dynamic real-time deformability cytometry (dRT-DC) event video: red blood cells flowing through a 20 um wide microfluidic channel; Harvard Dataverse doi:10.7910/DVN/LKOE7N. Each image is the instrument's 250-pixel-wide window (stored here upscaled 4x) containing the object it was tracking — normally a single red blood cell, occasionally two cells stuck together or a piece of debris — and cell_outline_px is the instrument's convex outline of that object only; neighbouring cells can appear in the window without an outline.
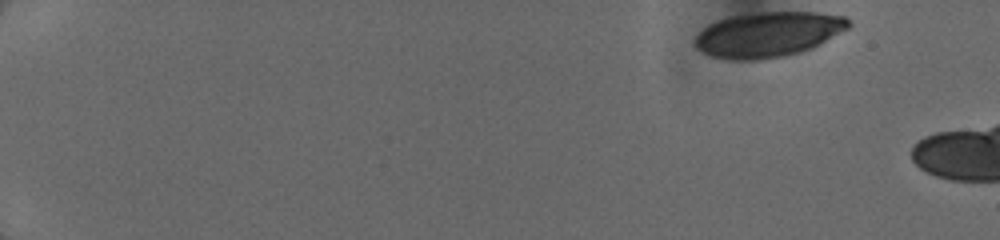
{"species": "human", "species_latin": "Homo sapiens", "temperature_condition": "cold", "stored_images_in_passage": 5, "camera_frame_rate_fps": 3000, "um_per_image_px": 0.085, "donor": {"sex": "female"}, "frame": {"image": 1, "passage_image": 1, "time_ms": 0.0, "image_size_px": [1000, 240], "cell_outline_px": [[852, 24], [848, 28], [820, 44], [812, 48], [800, 52], [784, 56], [756, 60], [732, 60], [712, 56], [696, 48], [696, 36], [708, 24], [732, 16], [764, 12], [816, 12], [844, 16]], "centroid_in_image_um": [65.32, 2.93], "position_along_channel_um": 19.7, "area_um2": 40.0}}